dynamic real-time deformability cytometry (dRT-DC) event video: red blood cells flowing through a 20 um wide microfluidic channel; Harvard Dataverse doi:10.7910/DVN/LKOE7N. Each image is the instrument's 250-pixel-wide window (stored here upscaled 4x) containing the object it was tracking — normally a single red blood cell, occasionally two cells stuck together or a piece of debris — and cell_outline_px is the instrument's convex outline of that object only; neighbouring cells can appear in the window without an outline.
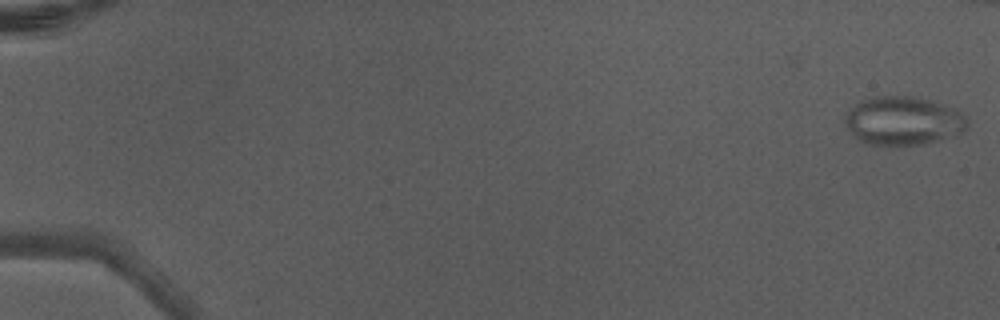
{"species": "Egyptian fruit bat (a non-hibernating species)", "species_latin": "Rousettus aegyptiacus", "temperature_condition": "warm", "stored_images_in_passage": 7, "camera_frame_rate_fps": 3000, "um_per_image_px": 0.085, "animal": {"sex": "male"}, "frame": {"image": 1, "passage_image": 1, "time_ms": 0.0, "image_size_px": [1000, 320], "cell_outline_px": [[968, 128], [956, 136], [924, 144], [868, 144], [860, 140], [844, 124], [844, 120], [848, 112], [860, 100], [876, 96], [912, 96], [932, 100], [956, 108], [968, 120]], "centroid_in_image_um": [76.83, 10.25], "position_along_channel_um": 8.2, "area_um2": 34.62}}